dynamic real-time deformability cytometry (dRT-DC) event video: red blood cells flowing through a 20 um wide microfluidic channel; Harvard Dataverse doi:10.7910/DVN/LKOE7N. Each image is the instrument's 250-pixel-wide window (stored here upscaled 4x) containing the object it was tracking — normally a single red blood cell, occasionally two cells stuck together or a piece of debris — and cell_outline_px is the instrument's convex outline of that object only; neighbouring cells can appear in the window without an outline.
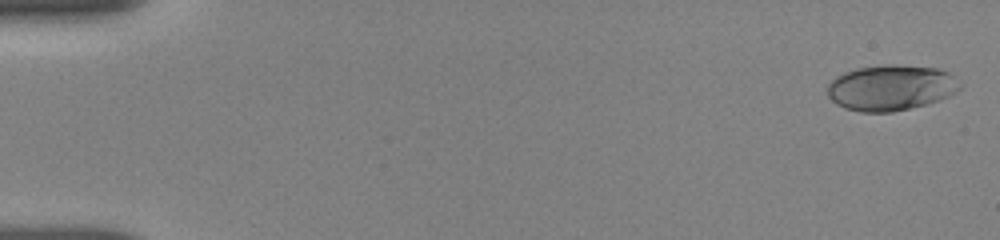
{"species": "human", "species_latin": "Homo sapiens", "temperature_condition": "room temperature", "stored_images_in_passage": 11, "camera_frame_rate_fps": 3000, "um_per_image_px": 0.085, "donor": {"sex": "female"}, "frame": {"image": 1, "passage_image": 1, "time_ms": 0.0, "image_size_px": [1000, 240], "cell_outline_px": [[960, 88], [956, 92], [940, 100], [892, 112], [860, 112], [844, 108], [836, 104], [828, 96], [828, 84], [836, 76], [844, 72], [856, 68], [888, 64], [892, 64], [936, 68], [948, 72], [960, 84]], "centroid_in_image_um": [75.69, 7.45], "position_along_channel_um": 9.3, "area_um2": 35.08}}
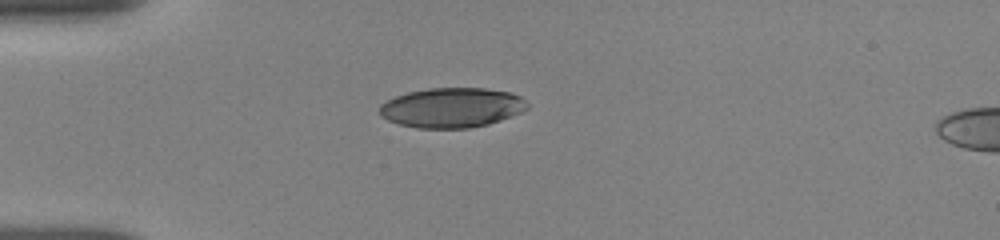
{"frame": {"image": 2, "passage_image": 9, "time_ms": 4.333, "image_size_px": [1000, 240], "cell_outline_px": [[528, 108], [512, 116], [488, 124], [468, 128], [416, 128], [400, 124], [388, 120], [380, 116], [380, 104], [396, 96], [408, 92], [428, 88], [484, 88], [512, 92], [520, 96], [528, 104]], "centroid_in_image_um": [38.41, 9.14], "position_along_channel_um": 46.6, "area_um2": 34.28}}